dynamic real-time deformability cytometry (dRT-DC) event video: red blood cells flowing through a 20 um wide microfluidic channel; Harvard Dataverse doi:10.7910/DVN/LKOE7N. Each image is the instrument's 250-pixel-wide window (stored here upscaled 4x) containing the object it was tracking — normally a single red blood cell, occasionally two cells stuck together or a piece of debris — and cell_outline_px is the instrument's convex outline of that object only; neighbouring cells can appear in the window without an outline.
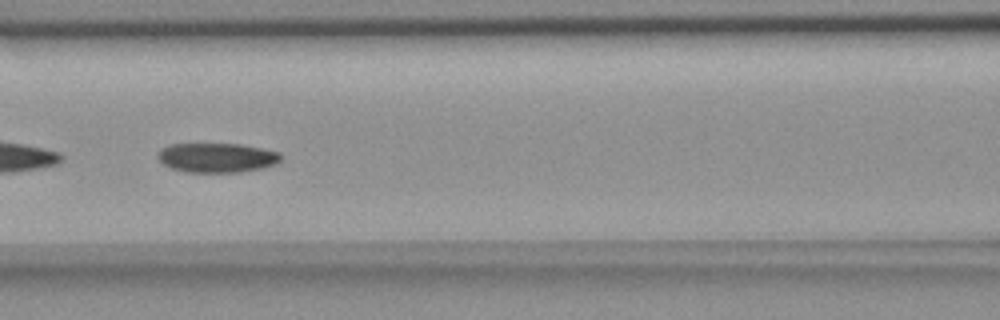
{"species": "common noctule bat (a hibernating species)", "species_latin": "Nyctalus noctula", "temperature_condition": "room temperature", "stored_images_in_passage": 39, "camera_frame_rate_fps": 3000, "um_per_image_px": 0.085, "animal": {"sex": "female", "body_mass_g": 18.4}, "frame": {"image": 1, "passage_image": 24, "time_ms": 7.667, "image_size_px": [1000, 320], "cell_outline_px": [[280, 160], [276, 164], [264, 168], [240, 172], [188, 172], [172, 168], [164, 164], [156, 156], [160, 148], [168, 144], [240, 144], [280, 152]], "centroid_in_image_um": [18.42, 13.4], "position_along_channel_um": 148.2, "area_um2": 21.15}}
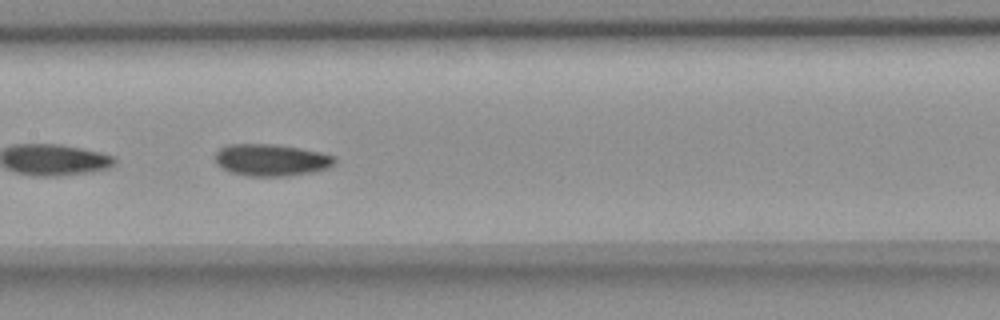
{"frame": {"image": 2, "passage_image": 27, "time_ms": 8.667, "image_size_px": [1000, 320], "cell_outline_px": [[336, 164], [328, 168], [312, 172], [288, 176], [248, 176], [232, 172], [216, 164], [216, 152], [220, 148], [228, 144], [272, 144], [300, 148], [320, 152], [336, 156]], "centroid_in_image_um": [23.09, 13.6], "position_along_channel_um": 184.3, "area_um2": 22.25}}
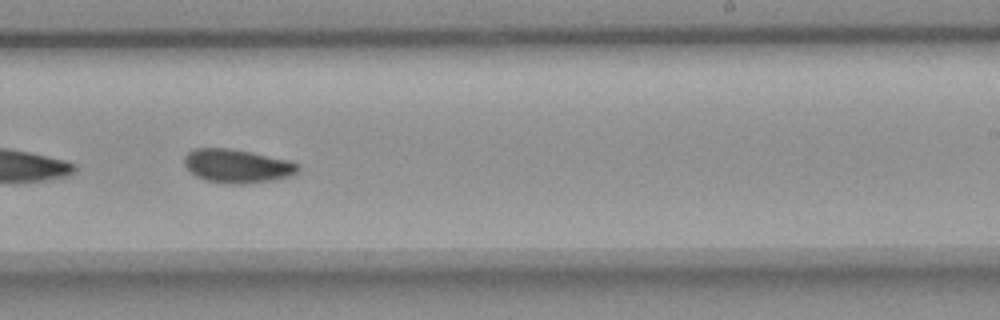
{"frame": {"image": 3, "passage_image": 34, "time_ms": 11.0, "image_size_px": [1000, 320], "cell_outline_px": [[300, 168], [292, 176], [276, 180], [244, 184], [224, 184], [204, 180], [196, 176], [184, 164], [184, 156], [192, 148], [228, 148], [252, 152], [288, 160], [300, 164]], "centroid_in_image_um": [20.17, 14.12], "position_along_channel_um": 268.8, "area_um2": 22.6}}